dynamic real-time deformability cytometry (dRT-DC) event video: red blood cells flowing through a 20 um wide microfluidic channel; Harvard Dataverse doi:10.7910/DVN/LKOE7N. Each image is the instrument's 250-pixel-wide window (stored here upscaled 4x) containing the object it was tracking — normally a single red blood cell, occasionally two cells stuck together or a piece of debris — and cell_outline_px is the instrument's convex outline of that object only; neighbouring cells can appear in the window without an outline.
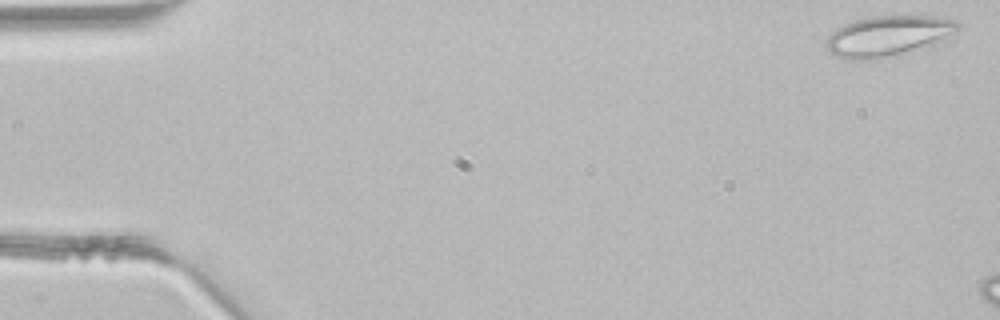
{"species": "common noctule bat (a hibernating species)", "species_latin": "Nyctalus noctula", "temperature_condition": "room temperature", "stored_images_in_passage": 6, "camera_frame_rate_fps": 3000, "um_per_image_px": 0.085, "animal": {"sex": "male", "body_mass_g": 21.5, "forearm_length_mm": 52.0}, "frame": {"image": 1, "passage_image": 1, "time_ms": 0.0, "image_size_px": [1000, 320], "cell_outline_px": [[960, 28], [956, 32], [936, 40], [900, 52], [884, 56], [860, 60], [848, 60], [836, 56], [828, 48], [828, 36], [832, 32], [856, 20], [872, 16], [932, 16], [952, 20], [960, 24]], "centroid_in_image_um": [75.43, 3.02], "position_along_channel_um": 9.6, "area_um2": 29.19}}